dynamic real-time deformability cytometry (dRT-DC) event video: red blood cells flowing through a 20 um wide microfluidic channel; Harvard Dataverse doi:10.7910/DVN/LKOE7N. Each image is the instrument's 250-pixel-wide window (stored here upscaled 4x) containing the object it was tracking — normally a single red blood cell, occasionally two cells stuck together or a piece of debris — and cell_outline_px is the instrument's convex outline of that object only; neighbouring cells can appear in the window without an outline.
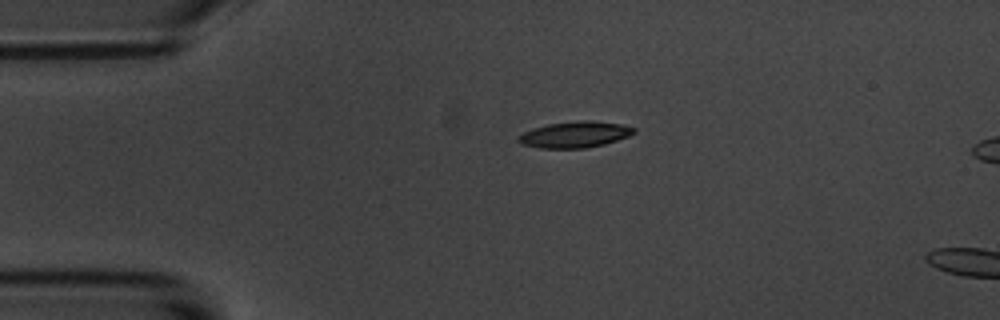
{"species": "common noctule bat (a hibernating species)", "species_latin": "Nyctalus noctula", "temperature_condition": "room temperature", "stored_images_in_passage": 3, "camera_frame_rate_fps": 3000, "um_per_image_px": 0.085, "animal": {"sex": "male", "body_mass_g": 20.1, "forearm_length_mm": 53.5}, "frame": {"image": 1, "passage_image": 1, "time_ms": 0.0, "image_size_px": [1000, 320], "cell_outline_px": [[636, 132], [628, 136], [604, 144], [584, 148], [540, 148], [520, 144], [516, 140], [516, 136], [532, 128], [548, 124], [576, 120], [588, 120], [624, 124], [636, 128]], "centroid_in_image_um": [48.83, 11.43], "position_along_channel_um": 36.2, "area_um2": 17.8}}